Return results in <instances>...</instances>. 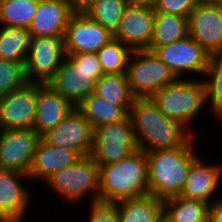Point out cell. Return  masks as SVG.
<instances>
[{
	"label": "cell",
	"mask_w": 222,
	"mask_h": 222,
	"mask_svg": "<svg viewBox=\"0 0 222 222\" xmlns=\"http://www.w3.org/2000/svg\"><path fill=\"white\" fill-rule=\"evenodd\" d=\"M207 222H222V199L210 204Z\"/></svg>",
	"instance_id": "d590c367"
},
{
	"label": "cell",
	"mask_w": 222,
	"mask_h": 222,
	"mask_svg": "<svg viewBox=\"0 0 222 222\" xmlns=\"http://www.w3.org/2000/svg\"><path fill=\"white\" fill-rule=\"evenodd\" d=\"M31 37L28 28L0 26V58L25 63Z\"/></svg>",
	"instance_id": "4316f807"
},
{
	"label": "cell",
	"mask_w": 222,
	"mask_h": 222,
	"mask_svg": "<svg viewBox=\"0 0 222 222\" xmlns=\"http://www.w3.org/2000/svg\"><path fill=\"white\" fill-rule=\"evenodd\" d=\"M87 220L82 222H120L118 204L112 201L95 200L87 204Z\"/></svg>",
	"instance_id": "d6a6232c"
},
{
	"label": "cell",
	"mask_w": 222,
	"mask_h": 222,
	"mask_svg": "<svg viewBox=\"0 0 222 222\" xmlns=\"http://www.w3.org/2000/svg\"><path fill=\"white\" fill-rule=\"evenodd\" d=\"M65 57L64 36H32L24 65L28 83H48Z\"/></svg>",
	"instance_id": "9c48e42d"
},
{
	"label": "cell",
	"mask_w": 222,
	"mask_h": 222,
	"mask_svg": "<svg viewBox=\"0 0 222 222\" xmlns=\"http://www.w3.org/2000/svg\"><path fill=\"white\" fill-rule=\"evenodd\" d=\"M125 74L136 97H152L177 79L154 51L147 49L132 51Z\"/></svg>",
	"instance_id": "52a82bcc"
},
{
	"label": "cell",
	"mask_w": 222,
	"mask_h": 222,
	"mask_svg": "<svg viewBox=\"0 0 222 222\" xmlns=\"http://www.w3.org/2000/svg\"><path fill=\"white\" fill-rule=\"evenodd\" d=\"M205 99L210 114L217 120L222 116V54L213 55L202 77Z\"/></svg>",
	"instance_id": "83f0119b"
},
{
	"label": "cell",
	"mask_w": 222,
	"mask_h": 222,
	"mask_svg": "<svg viewBox=\"0 0 222 222\" xmlns=\"http://www.w3.org/2000/svg\"><path fill=\"white\" fill-rule=\"evenodd\" d=\"M202 158V159H201ZM200 155L192 162L181 197L212 204L222 199V164L207 162ZM219 193V195H217Z\"/></svg>",
	"instance_id": "e0dca14e"
},
{
	"label": "cell",
	"mask_w": 222,
	"mask_h": 222,
	"mask_svg": "<svg viewBox=\"0 0 222 222\" xmlns=\"http://www.w3.org/2000/svg\"><path fill=\"white\" fill-rule=\"evenodd\" d=\"M42 138L48 144L71 149L81 157L91 155L93 149V127L76 107Z\"/></svg>",
	"instance_id": "5bb4252c"
},
{
	"label": "cell",
	"mask_w": 222,
	"mask_h": 222,
	"mask_svg": "<svg viewBox=\"0 0 222 222\" xmlns=\"http://www.w3.org/2000/svg\"><path fill=\"white\" fill-rule=\"evenodd\" d=\"M38 99V83L0 97V130L33 128Z\"/></svg>",
	"instance_id": "9a60e30c"
},
{
	"label": "cell",
	"mask_w": 222,
	"mask_h": 222,
	"mask_svg": "<svg viewBox=\"0 0 222 222\" xmlns=\"http://www.w3.org/2000/svg\"><path fill=\"white\" fill-rule=\"evenodd\" d=\"M71 15L66 0H39L28 29L31 36H65Z\"/></svg>",
	"instance_id": "44dd1931"
},
{
	"label": "cell",
	"mask_w": 222,
	"mask_h": 222,
	"mask_svg": "<svg viewBox=\"0 0 222 222\" xmlns=\"http://www.w3.org/2000/svg\"><path fill=\"white\" fill-rule=\"evenodd\" d=\"M113 34L86 14H72L64 36L66 54L97 53Z\"/></svg>",
	"instance_id": "2e32d148"
},
{
	"label": "cell",
	"mask_w": 222,
	"mask_h": 222,
	"mask_svg": "<svg viewBox=\"0 0 222 222\" xmlns=\"http://www.w3.org/2000/svg\"><path fill=\"white\" fill-rule=\"evenodd\" d=\"M158 0H129L130 4L154 8Z\"/></svg>",
	"instance_id": "8d00e7d4"
},
{
	"label": "cell",
	"mask_w": 222,
	"mask_h": 222,
	"mask_svg": "<svg viewBox=\"0 0 222 222\" xmlns=\"http://www.w3.org/2000/svg\"><path fill=\"white\" fill-rule=\"evenodd\" d=\"M216 2H219L220 4H222V0H216Z\"/></svg>",
	"instance_id": "60d3db41"
},
{
	"label": "cell",
	"mask_w": 222,
	"mask_h": 222,
	"mask_svg": "<svg viewBox=\"0 0 222 222\" xmlns=\"http://www.w3.org/2000/svg\"><path fill=\"white\" fill-rule=\"evenodd\" d=\"M152 98L168 118L182 123L198 136L200 131L198 132L195 126L192 128L195 125L193 122L198 121L199 114L202 117L203 109L208 112L202 79L177 78L173 83L160 89Z\"/></svg>",
	"instance_id": "277c9868"
},
{
	"label": "cell",
	"mask_w": 222,
	"mask_h": 222,
	"mask_svg": "<svg viewBox=\"0 0 222 222\" xmlns=\"http://www.w3.org/2000/svg\"><path fill=\"white\" fill-rule=\"evenodd\" d=\"M188 35L211 56L222 54V4L198 2L188 16Z\"/></svg>",
	"instance_id": "7c38bea8"
},
{
	"label": "cell",
	"mask_w": 222,
	"mask_h": 222,
	"mask_svg": "<svg viewBox=\"0 0 222 222\" xmlns=\"http://www.w3.org/2000/svg\"><path fill=\"white\" fill-rule=\"evenodd\" d=\"M197 137L181 147L146 152L149 194L161 200L180 196L192 162L201 155Z\"/></svg>",
	"instance_id": "7a4b0ae2"
},
{
	"label": "cell",
	"mask_w": 222,
	"mask_h": 222,
	"mask_svg": "<svg viewBox=\"0 0 222 222\" xmlns=\"http://www.w3.org/2000/svg\"><path fill=\"white\" fill-rule=\"evenodd\" d=\"M79 158L81 156L77 152L48 144L42 138L38 143L28 176L34 184H38V181L45 183L53 174L74 164Z\"/></svg>",
	"instance_id": "ffe728a7"
},
{
	"label": "cell",
	"mask_w": 222,
	"mask_h": 222,
	"mask_svg": "<svg viewBox=\"0 0 222 222\" xmlns=\"http://www.w3.org/2000/svg\"><path fill=\"white\" fill-rule=\"evenodd\" d=\"M103 74L96 53L66 54L48 84L76 106L94 92Z\"/></svg>",
	"instance_id": "5b68a950"
},
{
	"label": "cell",
	"mask_w": 222,
	"mask_h": 222,
	"mask_svg": "<svg viewBox=\"0 0 222 222\" xmlns=\"http://www.w3.org/2000/svg\"><path fill=\"white\" fill-rule=\"evenodd\" d=\"M128 4L129 0H97L85 14L114 34Z\"/></svg>",
	"instance_id": "f546056e"
},
{
	"label": "cell",
	"mask_w": 222,
	"mask_h": 222,
	"mask_svg": "<svg viewBox=\"0 0 222 222\" xmlns=\"http://www.w3.org/2000/svg\"><path fill=\"white\" fill-rule=\"evenodd\" d=\"M155 9L128 4L113 38L132 50L147 49L152 41Z\"/></svg>",
	"instance_id": "ac0fdd59"
},
{
	"label": "cell",
	"mask_w": 222,
	"mask_h": 222,
	"mask_svg": "<svg viewBox=\"0 0 222 222\" xmlns=\"http://www.w3.org/2000/svg\"><path fill=\"white\" fill-rule=\"evenodd\" d=\"M149 194L146 152L99 167V200L117 202Z\"/></svg>",
	"instance_id": "3957f363"
},
{
	"label": "cell",
	"mask_w": 222,
	"mask_h": 222,
	"mask_svg": "<svg viewBox=\"0 0 222 222\" xmlns=\"http://www.w3.org/2000/svg\"><path fill=\"white\" fill-rule=\"evenodd\" d=\"M154 53L177 78L202 79L211 58V55L189 35L179 41L157 47Z\"/></svg>",
	"instance_id": "30bf717a"
},
{
	"label": "cell",
	"mask_w": 222,
	"mask_h": 222,
	"mask_svg": "<svg viewBox=\"0 0 222 222\" xmlns=\"http://www.w3.org/2000/svg\"><path fill=\"white\" fill-rule=\"evenodd\" d=\"M67 98L56 92L48 83H38V99L33 129L41 136L56 127L73 109Z\"/></svg>",
	"instance_id": "d6986e66"
},
{
	"label": "cell",
	"mask_w": 222,
	"mask_h": 222,
	"mask_svg": "<svg viewBox=\"0 0 222 222\" xmlns=\"http://www.w3.org/2000/svg\"><path fill=\"white\" fill-rule=\"evenodd\" d=\"M94 93L113 105L126 106L129 110L137 98L125 73H104L96 81Z\"/></svg>",
	"instance_id": "484cf974"
},
{
	"label": "cell",
	"mask_w": 222,
	"mask_h": 222,
	"mask_svg": "<svg viewBox=\"0 0 222 222\" xmlns=\"http://www.w3.org/2000/svg\"><path fill=\"white\" fill-rule=\"evenodd\" d=\"M91 123L92 127L117 122L129 115L126 106H116L94 92L75 106Z\"/></svg>",
	"instance_id": "cb8c5ba5"
},
{
	"label": "cell",
	"mask_w": 222,
	"mask_h": 222,
	"mask_svg": "<svg viewBox=\"0 0 222 222\" xmlns=\"http://www.w3.org/2000/svg\"><path fill=\"white\" fill-rule=\"evenodd\" d=\"M137 149L129 115L123 120L93 128L91 156L99 167L122 160Z\"/></svg>",
	"instance_id": "ba28073f"
},
{
	"label": "cell",
	"mask_w": 222,
	"mask_h": 222,
	"mask_svg": "<svg viewBox=\"0 0 222 222\" xmlns=\"http://www.w3.org/2000/svg\"><path fill=\"white\" fill-rule=\"evenodd\" d=\"M41 139L33 128L0 130V169L28 174Z\"/></svg>",
	"instance_id": "8fae6325"
},
{
	"label": "cell",
	"mask_w": 222,
	"mask_h": 222,
	"mask_svg": "<svg viewBox=\"0 0 222 222\" xmlns=\"http://www.w3.org/2000/svg\"><path fill=\"white\" fill-rule=\"evenodd\" d=\"M199 2L216 1V0H198Z\"/></svg>",
	"instance_id": "ab89813d"
},
{
	"label": "cell",
	"mask_w": 222,
	"mask_h": 222,
	"mask_svg": "<svg viewBox=\"0 0 222 222\" xmlns=\"http://www.w3.org/2000/svg\"><path fill=\"white\" fill-rule=\"evenodd\" d=\"M210 203L176 196L163 200L164 222H207Z\"/></svg>",
	"instance_id": "603a6c76"
},
{
	"label": "cell",
	"mask_w": 222,
	"mask_h": 222,
	"mask_svg": "<svg viewBox=\"0 0 222 222\" xmlns=\"http://www.w3.org/2000/svg\"><path fill=\"white\" fill-rule=\"evenodd\" d=\"M138 149H174L184 146L194 134L182 123L168 118L152 97H137L129 110Z\"/></svg>",
	"instance_id": "6da1fadb"
},
{
	"label": "cell",
	"mask_w": 222,
	"mask_h": 222,
	"mask_svg": "<svg viewBox=\"0 0 222 222\" xmlns=\"http://www.w3.org/2000/svg\"><path fill=\"white\" fill-rule=\"evenodd\" d=\"M39 0H0V26L29 28Z\"/></svg>",
	"instance_id": "f1b7e54d"
},
{
	"label": "cell",
	"mask_w": 222,
	"mask_h": 222,
	"mask_svg": "<svg viewBox=\"0 0 222 222\" xmlns=\"http://www.w3.org/2000/svg\"><path fill=\"white\" fill-rule=\"evenodd\" d=\"M28 180V174L0 169V213L10 222H27L26 217L34 203V191L29 183L28 186L23 183Z\"/></svg>",
	"instance_id": "4fadbf2b"
},
{
	"label": "cell",
	"mask_w": 222,
	"mask_h": 222,
	"mask_svg": "<svg viewBox=\"0 0 222 222\" xmlns=\"http://www.w3.org/2000/svg\"><path fill=\"white\" fill-rule=\"evenodd\" d=\"M132 51L129 46L113 38L96 54L104 73H126Z\"/></svg>",
	"instance_id": "4dcf8cb0"
},
{
	"label": "cell",
	"mask_w": 222,
	"mask_h": 222,
	"mask_svg": "<svg viewBox=\"0 0 222 222\" xmlns=\"http://www.w3.org/2000/svg\"><path fill=\"white\" fill-rule=\"evenodd\" d=\"M97 0H66L72 14H85Z\"/></svg>",
	"instance_id": "e575fe53"
},
{
	"label": "cell",
	"mask_w": 222,
	"mask_h": 222,
	"mask_svg": "<svg viewBox=\"0 0 222 222\" xmlns=\"http://www.w3.org/2000/svg\"><path fill=\"white\" fill-rule=\"evenodd\" d=\"M116 203L120 222H164L163 200L154 195L126 198Z\"/></svg>",
	"instance_id": "7402d4cb"
},
{
	"label": "cell",
	"mask_w": 222,
	"mask_h": 222,
	"mask_svg": "<svg viewBox=\"0 0 222 222\" xmlns=\"http://www.w3.org/2000/svg\"><path fill=\"white\" fill-rule=\"evenodd\" d=\"M219 121H217L218 123H220V125L222 124V116L218 119ZM222 126V125H221Z\"/></svg>",
	"instance_id": "f35d334b"
},
{
	"label": "cell",
	"mask_w": 222,
	"mask_h": 222,
	"mask_svg": "<svg viewBox=\"0 0 222 222\" xmlns=\"http://www.w3.org/2000/svg\"><path fill=\"white\" fill-rule=\"evenodd\" d=\"M25 63L0 58V97L23 88L27 83Z\"/></svg>",
	"instance_id": "1f68e13d"
},
{
	"label": "cell",
	"mask_w": 222,
	"mask_h": 222,
	"mask_svg": "<svg viewBox=\"0 0 222 222\" xmlns=\"http://www.w3.org/2000/svg\"><path fill=\"white\" fill-rule=\"evenodd\" d=\"M198 0H158L155 12L188 17L198 4Z\"/></svg>",
	"instance_id": "836d02e7"
},
{
	"label": "cell",
	"mask_w": 222,
	"mask_h": 222,
	"mask_svg": "<svg viewBox=\"0 0 222 222\" xmlns=\"http://www.w3.org/2000/svg\"><path fill=\"white\" fill-rule=\"evenodd\" d=\"M188 36V17L155 12L152 41L147 50L171 44Z\"/></svg>",
	"instance_id": "d4e9b609"
},
{
	"label": "cell",
	"mask_w": 222,
	"mask_h": 222,
	"mask_svg": "<svg viewBox=\"0 0 222 222\" xmlns=\"http://www.w3.org/2000/svg\"><path fill=\"white\" fill-rule=\"evenodd\" d=\"M0 222H10L0 213Z\"/></svg>",
	"instance_id": "74e56055"
},
{
	"label": "cell",
	"mask_w": 222,
	"mask_h": 222,
	"mask_svg": "<svg viewBox=\"0 0 222 222\" xmlns=\"http://www.w3.org/2000/svg\"><path fill=\"white\" fill-rule=\"evenodd\" d=\"M45 184L59 195L58 200L71 206L75 203L78 206L87 199L88 202L99 200V165L91 155L81 157L53 174Z\"/></svg>",
	"instance_id": "8992f818"
}]
</instances>
